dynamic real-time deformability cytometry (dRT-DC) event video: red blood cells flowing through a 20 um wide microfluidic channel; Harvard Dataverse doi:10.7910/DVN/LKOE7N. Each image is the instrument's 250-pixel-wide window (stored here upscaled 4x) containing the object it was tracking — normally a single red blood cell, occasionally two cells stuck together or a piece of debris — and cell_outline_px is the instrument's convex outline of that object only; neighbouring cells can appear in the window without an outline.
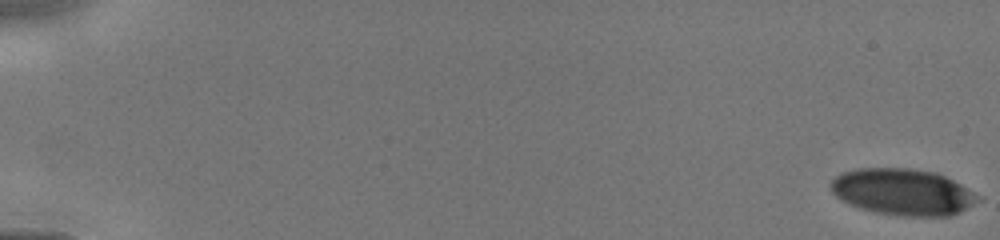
{"species": "human", "species_latin": "Homo sapiens", "temperature_condition": "cold", "stored_images_in_passage": 24, "camera_frame_rate_fps": 3000, "um_per_image_px": 0.085, "donor": {"sex": "male"}, "frame": {"image": 1, "passage_image": 1, "time_ms": 0.0, "image_size_px": [1000, 240], "cell_outline_px": [[984, 200], [960, 212], [948, 216], [900, 216], [876, 212], [860, 208], [848, 204], [836, 196], [832, 192], [828, 184], [840, 172], [856, 168], [908, 168], [936, 172], [960, 184], [980, 196]], "centroid_in_image_um": [76.73, 16.32], "position_along_channel_um": 8.3, "area_um2": 40.17}}
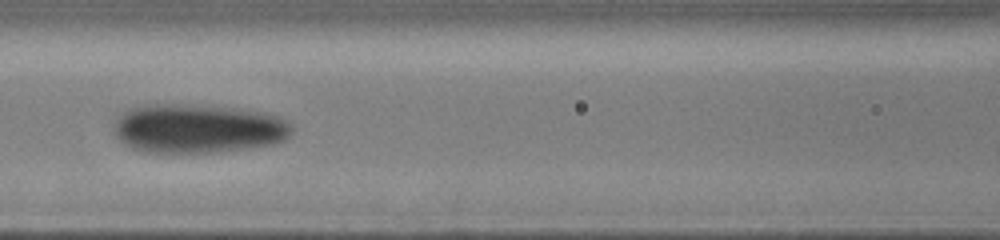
{"frame": {"image": 2, "passage_image": 13, "time_ms": 7.333, "image_size_px": [1000, 240], "cell_outline_px": [[292, 132], [284, 140], [272, 144], [216, 152], [140, 152], [124, 144], [112, 132], [112, 120], [120, 112], [128, 108], [140, 104], [208, 104], [264, 112], [276, 116], [292, 124]], "centroid_in_image_um": [16.72, 10.89], "position_along_channel_um": 149.9, "area_um2": 51.79}}
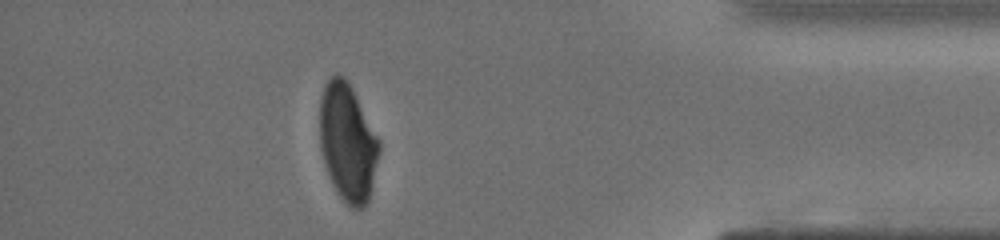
{"frame": {"image": 3, "passage_image": 22, "time_ms": 13.667, "image_size_px": [1000, 240], "cell_outline_px": [[380, 152], [368, 200], [360, 208], [352, 208], [340, 196], [332, 184], [324, 160], [320, 144], [320, 96], [328, 80], [336, 72], [344, 76], [348, 80], [380, 140]], "centroid_in_image_um": [29.55, 12.05], "position_along_channel_um": 405.6, "area_um2": 40.46}}